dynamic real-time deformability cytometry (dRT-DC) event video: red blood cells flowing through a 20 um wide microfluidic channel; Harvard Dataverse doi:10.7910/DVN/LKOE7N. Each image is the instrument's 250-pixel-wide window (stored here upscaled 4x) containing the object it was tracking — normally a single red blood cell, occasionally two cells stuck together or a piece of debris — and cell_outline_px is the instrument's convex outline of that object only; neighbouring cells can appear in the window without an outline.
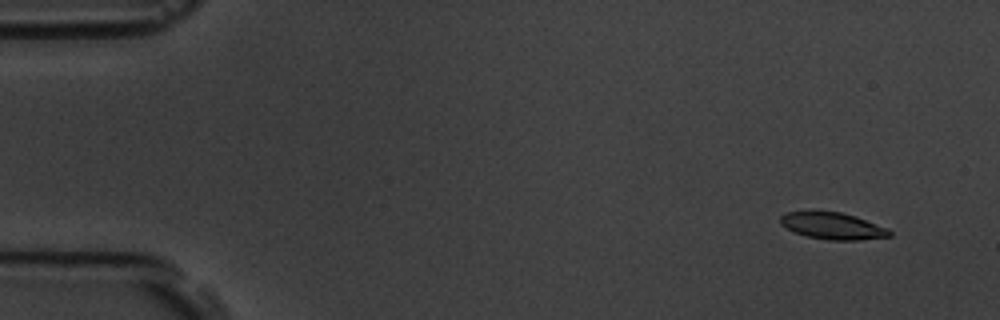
{"species": "common noctule bat (a hibernating species)", "species_latin": "Nyctalus noctula", "temperature_condition": "room temperature", "stored_images_in_passage": 10, "camera_frame_rate_fps": 3000, "um_per_image_px": 0.085, "animal": {"sex": "male", "body_mass_g": 19.5, "forearm_length_mm": 54.6}, "frame": {"image": 1, "passage_image": 1, "time_ms": 0.0, "image_size_px": [1000, 320], "cell_outline_px": [[892, 236], [860, 240], [828, 240], [808, 236], [796, 232], [780, 224], [780, 216], [788, 212], [840, 212], [856, 216], [888, 228], [892, 232]], "centroid_in_image_um": [70.83, 19.21], "position_along_channel_um": 14.2, "area_um2": 16.82}}
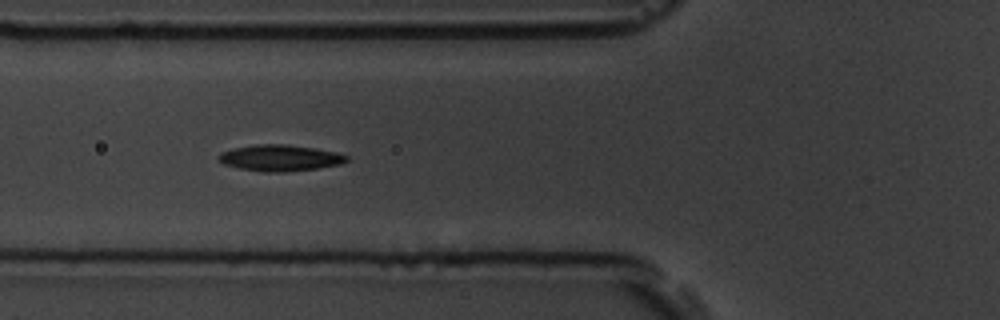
{"frame": {"image": 2, "passage_image": 6, "time_ms": 5.667, "image_size_px": [1000, 320], "cell_outline_px": [[348, 160], [340, 164], [316, 168], [284, 172], [264, 172], [240, 168], [224, 164], [216, 156], [220, 152], [232, 148], [256, 144], [288, 144], [316, 148], [336, 152], [348, 156]], "centroid_in_image_um": [23.78, 13.41], "position_along_channel_um": 102.0, "area_um2": 19.59}}
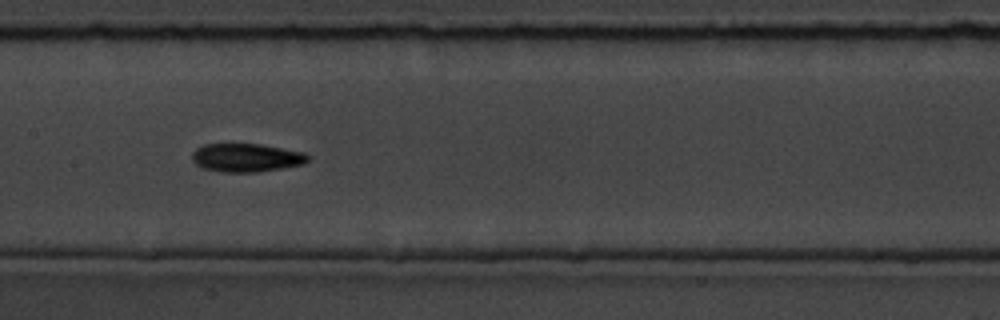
{"frame": {"image": 3, "passage_image": 8, "time_ms": 8.0, "image_size_px": [1000, 320], "cell_outline_px": [[308, 160], [304, 164], [284, 168], [256, 172], [224, 172], [204, 168], [196, 164], [192, 160], [192, 152], [196, 148], [204, 144], [260, 144], [304, 152], [308, 156]], "centroid_in_image_um": [20.94, 13.4], "position_along_channel_um": 186.5, "area_um2": 19.13}}